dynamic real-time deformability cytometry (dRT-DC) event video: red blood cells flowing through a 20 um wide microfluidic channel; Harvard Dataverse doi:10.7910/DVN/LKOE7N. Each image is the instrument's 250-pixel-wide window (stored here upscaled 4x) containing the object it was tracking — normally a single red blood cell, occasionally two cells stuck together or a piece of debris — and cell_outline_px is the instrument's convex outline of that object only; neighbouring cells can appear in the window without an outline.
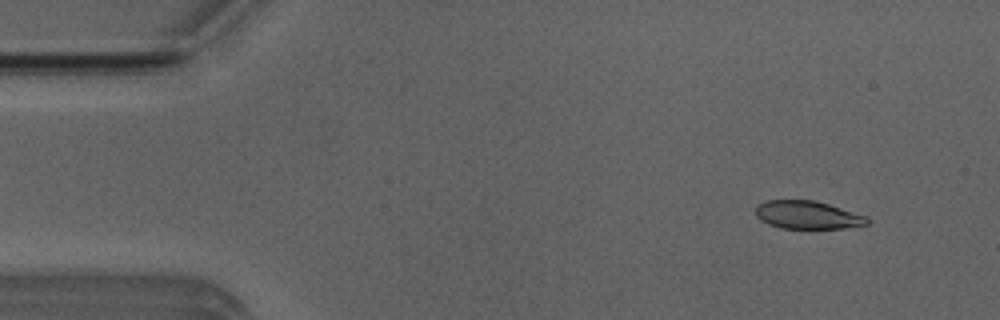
{"species": "Egyptian fruit bat (a non-hibernating species)", "species_latin": "Rousettus aegyptiacus", "temperature_condition": "room temperature", "stored_images_in_passage": 51, "camera_frame_rate_fps": 3000, "um_per_image_px": 0.085, "animal": {"sex": "male"}, "frame": {"image": 1, "passage_image": 4, "time_ms": 1.0, "image_size_px": [1000, 320], "cell_outline_px": [[868, 224], [844, 228], [780, 228], [768, 224], [760, 220], [756, 216], [756, 204], [768, 200], [812, 200], [828, 204], [868, 216]], "centroid_in_image_um": [68.62, 18.27], "position_along_channel_um": 16.4, "area_um2": 18.21}}
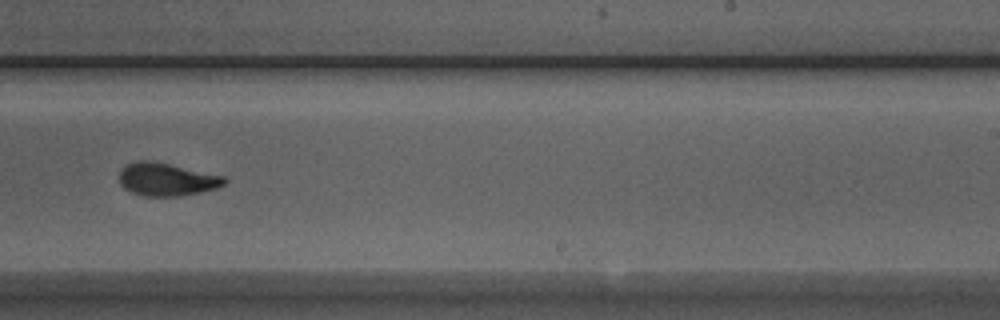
{"frame": {"image": 2, "passage_image": 31, "time_ms": 10.0, "image_size_px": [1000, 320], "cell_outline_px": [[228, 180], [224, 184], [216, 188], [200, 192], [180, 196], [144, 196], [132, 192], [124, 188], [120, 184], [120, 168], [124, 164], [136, 160], [148, 160], [168, 164], [224, 176]], "centroid_in_image_um": [14.12, 15.24], "position_along_channel_um": 274.9, "area_um2": 20.11}}
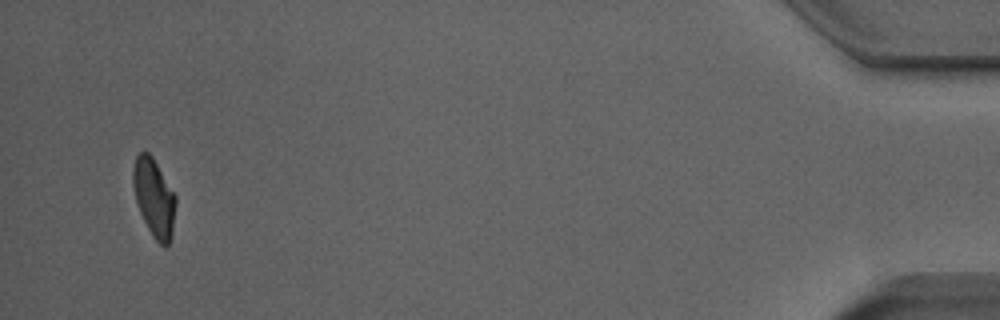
{"frame": {"image": 3, "passage_image": 49, "time_ms": 16.0, "image_size_px": [1000, 320], "cell_outline_px": [[176, 204], [172, 236], [168, 244], [164, 248], [152, 236], [140, 212], [136, 200], [132, 184], [132, 172], [136, 156], [140, 152], [148, 152], [152, 156], [176, 196]], "centroid_in_image_um": [13.1, 16.82], "position_along_channel_um": 422.1, "area_um2": 19.36}, "authors_computed_cell_mechanics": {"area_um2": 20.1144, "velocity_mm_per_s": 3.9181, "shape_relaxation_time_tau1_ms": 3.9818, "shape_relaxation_time_tau2_ms": 1.4169, "deformation_change_tau1": 0.1535, "deformation_change_tau2": 0.0649}}